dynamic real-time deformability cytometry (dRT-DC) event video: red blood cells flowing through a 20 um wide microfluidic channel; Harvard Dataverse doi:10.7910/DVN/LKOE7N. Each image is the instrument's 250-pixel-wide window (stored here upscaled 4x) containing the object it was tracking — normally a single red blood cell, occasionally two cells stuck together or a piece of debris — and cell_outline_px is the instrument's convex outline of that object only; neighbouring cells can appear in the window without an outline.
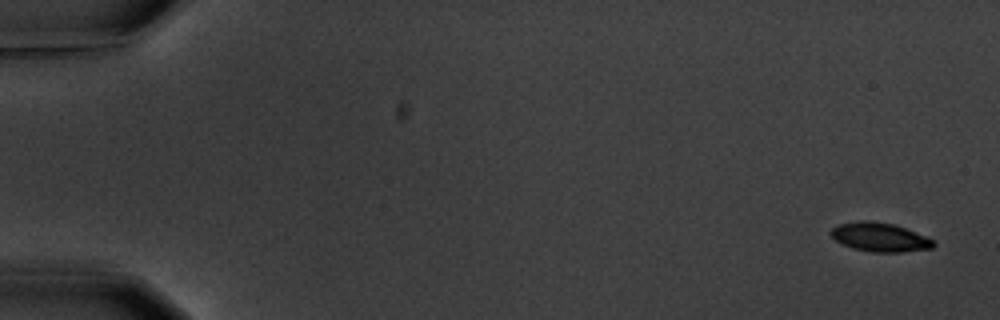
{"species": "common noctule bat (a hibernating species)", "species_latin": "Nyctalus noctula", "temperature_condition": "warm", "stored_images_in_passage": 6, "camera_frame_rate_fps": 3000, "um_per_image_px": 0.085, "animal": {"sex": "male", "body_mass_g": 20.1, "forearm_length_mm": 53.5}, "frame": {"image": 1, "passage_image": 1, "time_ms": 0.0, "image_size_px": [1000, 320], "cell_outline_px": [[936, 244], [932, 248], [900, 252], [872, 252], [852, 248], [840, 244], [832, 236], [832, 228], [836, 224], [860, 220], [872, 220], [892, 224], [904, 228], [924, 236], [932, 240]], "centroid_in_image_um": [74.73, 20.15], "position_along_channel_um": 10.3, "area_um2": 17.17}}